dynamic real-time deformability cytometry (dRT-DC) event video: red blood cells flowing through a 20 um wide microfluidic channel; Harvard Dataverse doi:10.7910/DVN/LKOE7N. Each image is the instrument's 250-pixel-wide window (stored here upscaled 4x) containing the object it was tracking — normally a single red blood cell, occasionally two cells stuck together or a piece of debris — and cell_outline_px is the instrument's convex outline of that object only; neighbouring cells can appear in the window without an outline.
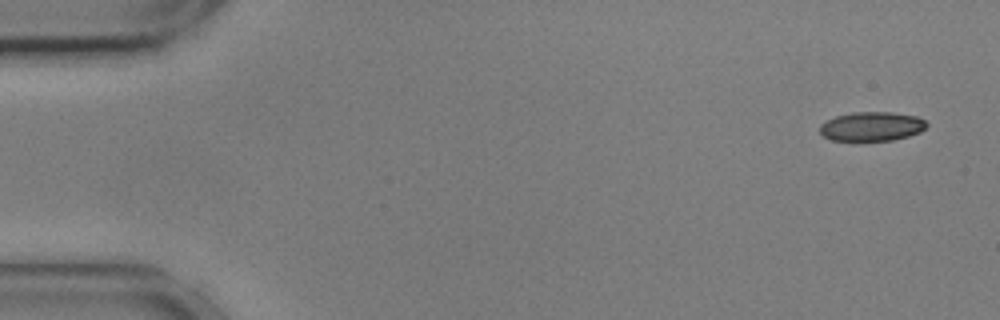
{"species": "common noctule bat (a hibernating species)", "species_latin": "Nyctalus noctula", "temperature_condition": "cold", "stored_images_in_passage": 8, "camera_frame_rate_fps": 3000, "um_per_image_px": 0.085, "animal": {"sex": "male", "body_mass_g": 17.9, "forearm_length_mm": 54.2}, "frame": {"image": 1, "passage_image": 1, "time_ms": 0.0, "image_size_px": [1000, 320], "cell_outline_px": [[928, 124], [920, 132], [908, 136], [892, 140], [832, 140], [824, 136], [820, 132], [820, 124], [836, 116], [852, 112], [892, 112], [916, 116], [924, 120]], "centroid_in_image_um": [74.1, 10.73], "position_along_channel_um": 10.9, "area_um2": 17.98}}